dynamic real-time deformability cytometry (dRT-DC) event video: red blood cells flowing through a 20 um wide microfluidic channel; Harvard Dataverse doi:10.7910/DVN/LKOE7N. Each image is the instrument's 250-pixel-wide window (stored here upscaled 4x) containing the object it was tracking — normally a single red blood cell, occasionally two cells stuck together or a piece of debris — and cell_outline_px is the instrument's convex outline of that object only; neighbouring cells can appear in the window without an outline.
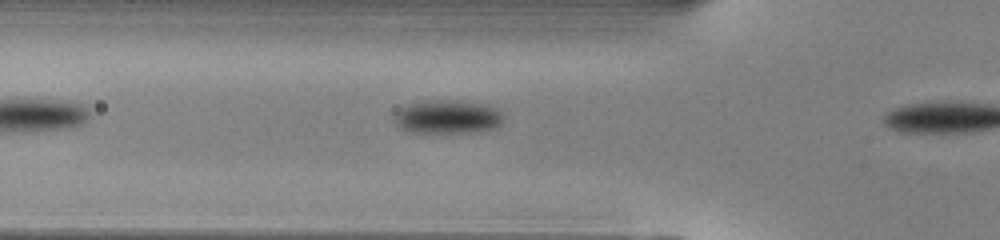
{"species": "common noctule bat (a hibernating species)", "species_latin": "Nyctalus noctula", "temperature_condition": "warm", "stored_images_in_passage": 19, "camera_frame_rate_fps": 3000, "um_per_image_px": 0.085, "animal": {"sex": "male", "body_mass_g": 13.0, "forearm_length_mm": 53.1}, "frame": {"image": 1, "passage_image": 3, "time_ms": 0.667, "image_size_px": [1000, 240], "cell_outline_px": [[504, 116], [500, 124], [492, 128], [476, 132], [412, 132], [396, 124], [396, 112], [400, 108], [408, 104], [424, 100], [448, 100], [488, 104], [500, 108]], "centroid_in_image_um": [38.11, 9.91], "position_along_channel_um": 87.7, "area_um2": 21.27}}
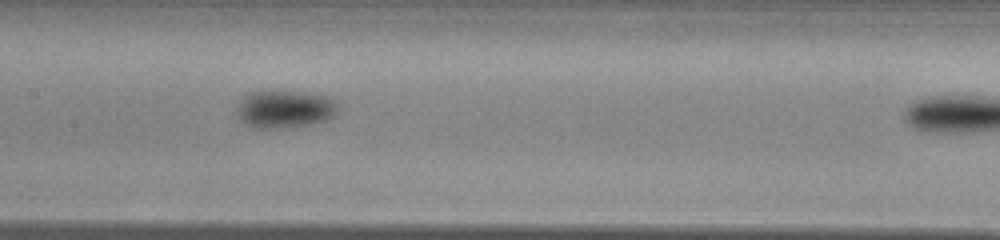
{"frame": {"image": 2, "passage_image": 10, "time_ms": 3.0, "image_size_px": [1000, 240], "cell_outline_px": [[340, 108], [332, 116], [324, 120], [312, 124], [276, 128], [256, 128], [248, 124], [236, 112], [236, 108], [240, 100], [248, 92], [296, 92], [328, 96]], "centroid_in_image_um": [24.2, 9.27], "position_along_channel_um": 183.2, "area_um2": 21.62}}
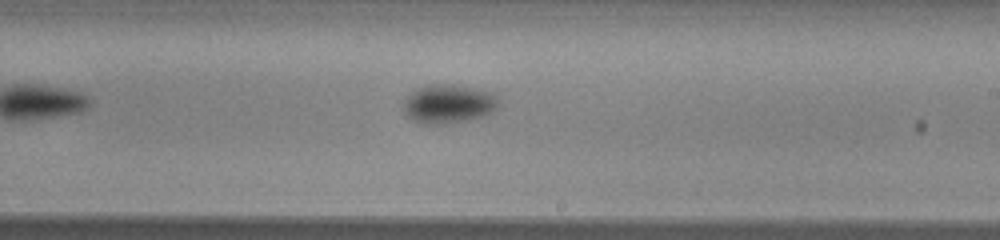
{"frame": {"image": 3, "passage_image": 15, "time_ms": 4.667, "image_size_px": [1000, 240], "cell_outline_px": [[500, 104], [492, 112], [480, 116], [464, 120], [444, 124], [420, 124], [412, 120], [404, 112], [404, 100], [408, 92], [416, 88], [428, 84], [452, 84], [496, 92], [500, 100]], "centroid_in_image_um": [38.11, 8.8], "position_along_channel_um": 250.9, "area_um2": 21.91}}